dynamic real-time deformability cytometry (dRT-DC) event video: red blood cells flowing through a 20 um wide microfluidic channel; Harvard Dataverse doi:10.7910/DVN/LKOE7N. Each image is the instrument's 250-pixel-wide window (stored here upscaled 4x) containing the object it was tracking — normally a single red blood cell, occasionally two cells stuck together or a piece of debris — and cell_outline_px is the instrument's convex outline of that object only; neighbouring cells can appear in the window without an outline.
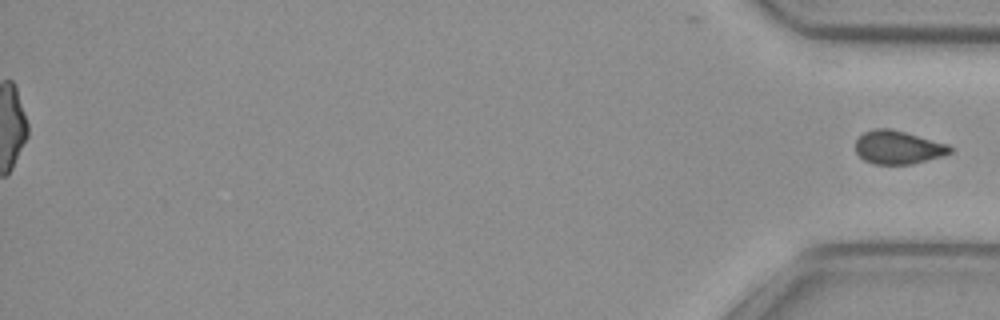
{"species": "common noctule bat (a hibernating species)", "species_latin": "Nyctalus noctula", "temperature_condition": "cold", "stored_images_in_passage": 55, "segment_of_instrument_passage": [2, 2], "camera_frame_rate_fps": 3000, "um_per_image_px": 0.085, "animal": {"sex": "female", "body_mass_g": 29.2, "forearm_length_mm": 56.3}, "frame": {"image": 1, "passage_image": 55, "time_ms": 18.0, "image_size_px": [1000, 320], "cell_outline_px": [[952, 152], [940, 156], [912, 164], [872, 164], [864, 160], [856, 152], [856, 140], [864, 132], [876, 128], [888, 128], [904, 132], [948, 144], [952, 148]], "centroid_in_image_um": [76.31, 12.53], "position_along_channel_um": 358.9, "area_um2": 18.15}}